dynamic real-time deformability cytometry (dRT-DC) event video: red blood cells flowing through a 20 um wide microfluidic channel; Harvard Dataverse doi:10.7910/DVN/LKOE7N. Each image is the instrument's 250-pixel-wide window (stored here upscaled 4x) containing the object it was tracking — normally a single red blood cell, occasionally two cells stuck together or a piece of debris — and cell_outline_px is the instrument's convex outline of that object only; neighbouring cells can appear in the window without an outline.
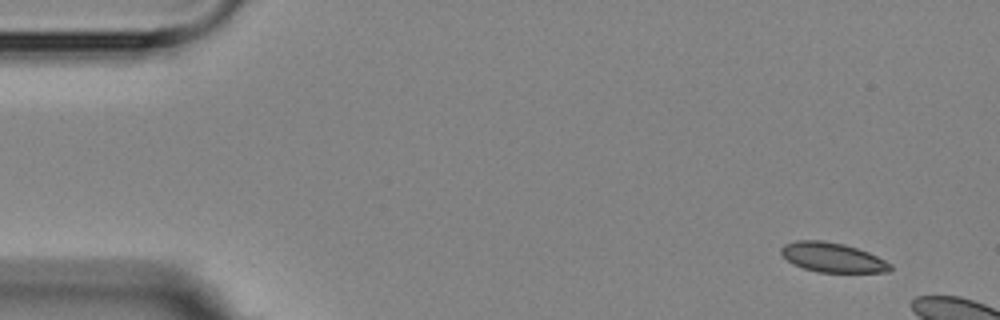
{"species": "Egyptian fruit bat (a non-hibernating species)", "species_latin": "Rousettus aegyptiacus", "temperature_condition": "room temperature", "stored_images_in_passage": 3, "camera_frame_rate_fps": 3000, "um_per_image_px": 0.085, "animal": {"sex": "female"}, "frame": {"image": 1, "passage_image": 1, "time_ms": 0.0, "image_size_px": [1000, 320], "cell_outline_px": [[892, 268], [888, 272], [820, 272], [804, 268], [792, 264], [780, 252], [780, 248], [784, 244], [796, 240], [824, 240], [844, 244], [868, 252], [892, 264]], "centroid_in_image_um": [70.74, 21.87], "position_along_channel_um": 14.3, "area_um2": 18.73}}